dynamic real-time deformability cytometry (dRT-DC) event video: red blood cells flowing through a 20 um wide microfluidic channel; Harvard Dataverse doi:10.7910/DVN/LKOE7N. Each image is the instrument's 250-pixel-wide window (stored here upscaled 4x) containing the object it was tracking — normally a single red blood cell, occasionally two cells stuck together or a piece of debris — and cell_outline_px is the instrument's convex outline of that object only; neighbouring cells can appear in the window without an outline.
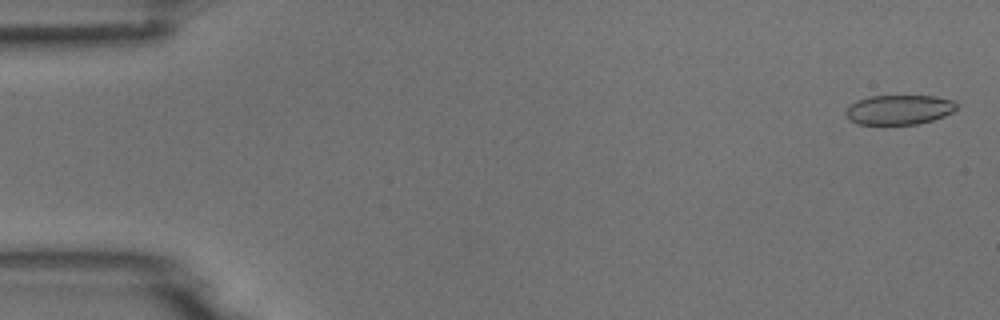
{"species": "common noctule bat (a hibernating species)", "species_latin": "Nyctalus noctula", "temperature_condition": "room temperature", "stored_images_in_passage": 54, "camera_frame_rate_fps": 3000, "um_per_image_px": 0.085, "animal": {"sex": "male", "body_mass_g": 18.8}, "frame": {"image": 1, "passage_image": 2, "time_ms": 0.333, "image_size_px": [1000, 320], "cell_outline_px": [[956, 108], [952, 112], [944, 116], [932, 120], [916, 124], [860, 124], [848, 120], [844, 112], [848, 104], [856, 100], [868, 96], [936, 96], [956, 100]], "centroid_in_image_um": [76.38, 9.31], "position_along_channel_um": 8.6, "area_um2": 19.36}}
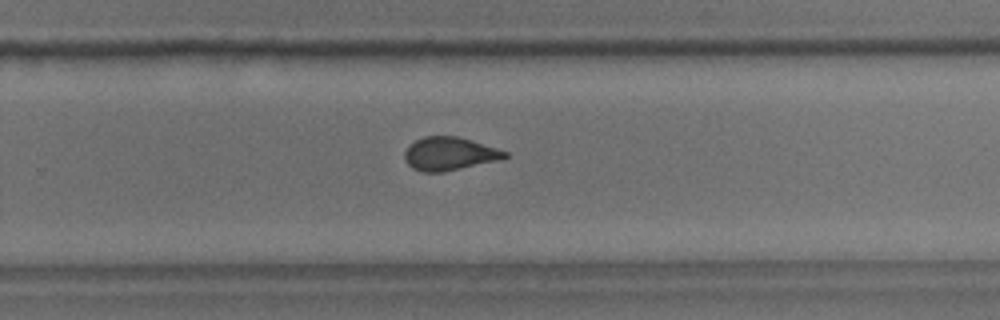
{"frame": {"image": 2, "passage_image": 35, "time_ms": 11.333, "image_size_px": [1000, 320], "cell_outline_px": [[508, 156], [500, 160], [444, 172], [424, 172], [412, 168], [408, 164], [404, 156], [404, 152], [416, 140], [424, 136], [456, 136], [496, 148], [508, 152]], "centroid_in_image_um": [38.2, 13.08], "position_along_channel_um": 291.6, "area_um2": 19.19}}
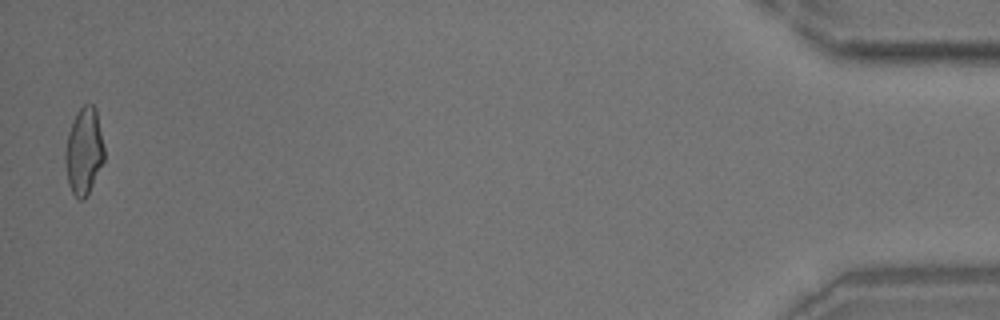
{"frame": {"image": 3, "passage_image": 53, "time_ms": 17.333, "image_size_px": [1000, 320], "cell_outline_px": [[104, 160], [84, 200], [80, 200], [72, 192], [68, 184], [64, 160], [64, 152], [68, 132], [72, 120], [76, 112], [84, 104], [92, 104], [96, 108], [104, 148]], "centroid_in_image_um": [7.11, 12.82], "position_along_channel_um": 428.1, "area_um2": 19.71}}